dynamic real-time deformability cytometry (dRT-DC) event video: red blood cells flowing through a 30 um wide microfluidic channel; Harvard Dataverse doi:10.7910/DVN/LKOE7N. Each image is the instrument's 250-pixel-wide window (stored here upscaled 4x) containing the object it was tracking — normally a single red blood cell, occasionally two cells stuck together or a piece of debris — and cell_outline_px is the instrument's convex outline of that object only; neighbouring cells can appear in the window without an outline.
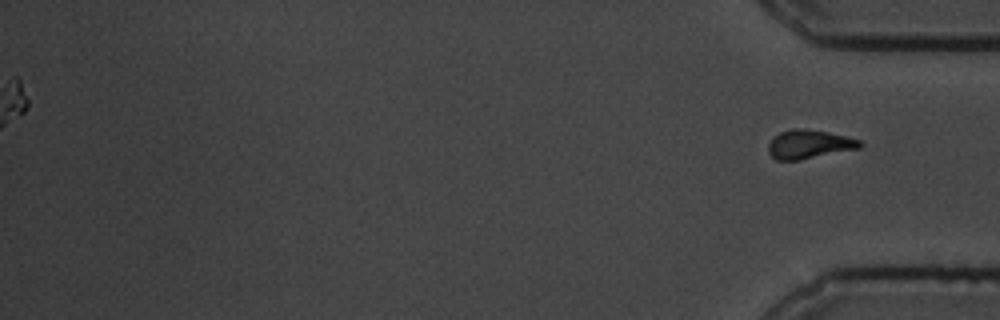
{"species": "common noctule bat (a hibernating species)", "species_latin": "Nyctalus noctula", "temperature_condition": "cold", "stored_images_in_passage": 48, "segment_of_instrument_passage": [2, 2], "camera_frame_rate_fps": 3000, "um_per_image_px": 0.085, "animal": {"sex": "male", "body_mass_g": 19.5, "forearm_length_mm": 54.6}, "frame": {"image": 1, "passage_image": 48, "time_ms": 15.667, "image_size_px": [1000, 320], "cell_outline_px": [[864, 144], [860, 148], [800, 160], [776, 160], [768, 152], [768, 144], [772, 136], [780, 132], [792, 128], [800, 128], [828, 132], [860, 140]], "centroid_in_image_um": [68.75, 12.26], "position_along_channel_um": 366.5, "area_um2": 15.43}}